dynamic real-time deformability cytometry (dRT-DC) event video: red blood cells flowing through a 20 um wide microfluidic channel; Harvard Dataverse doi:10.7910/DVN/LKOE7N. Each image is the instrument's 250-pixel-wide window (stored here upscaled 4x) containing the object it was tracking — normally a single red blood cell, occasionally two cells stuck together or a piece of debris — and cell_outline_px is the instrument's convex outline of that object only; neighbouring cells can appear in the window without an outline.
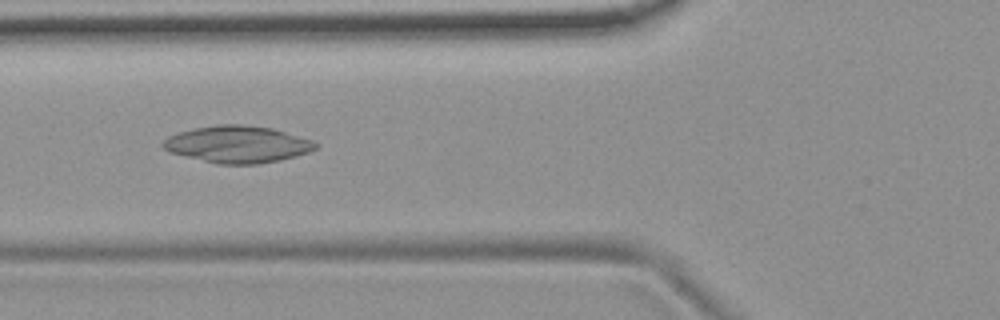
{"species": "common noctule bat (a hibernating species)", "species_latin": "Nyctalus noctula", "temperature_condition": "room temperature", "stored_images_in_passage": 46, "camera_frame_rate_fps": 3000, "um_per_image_px": 0.085, "animal": {"sex": "female", "body_mass_g": 19.9}, "frame": {"image": 1, "passage_image": 13, "time_ms": 4.0, "image_size_px": [1000, 320], "cell_outline_px": [[316, 148], [308, 152], [296, 156], [280, 160], [260, 164], [216, 164], [168, 152], [160, 144], [168, 136], [180, 132], [196, 128], [220, 124], [244, 124], [272, 128], [312, 140], [316, 144]], "centroid_in_image_um": [20.16, 12.27], "position_along_channel_um": 105.6, "area_um2": 32.77}}
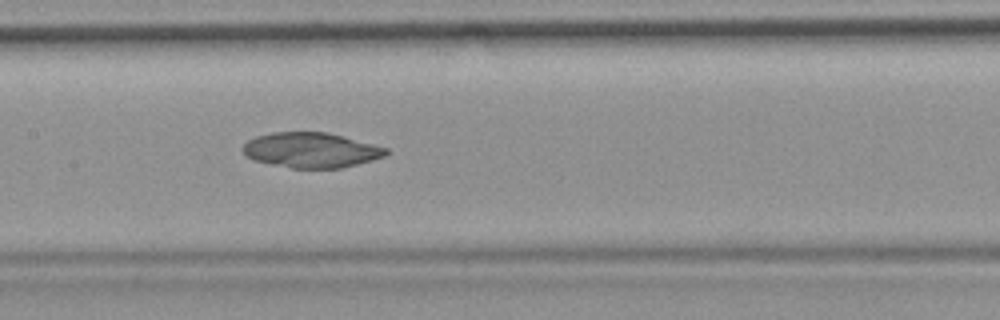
{"frame": {"image": 2, "passage_image": 19, "time_ms": 6.0, "image_size_px": [1000, 320], "cell_outline_px": [[388, 152], [384, 156], [372, 160], [340, 168], [292, 168], [272, 164], [256, 160], [248, 156], [244, 152], [244, 144], [248, 140], [256, 136], [272, 132], [324, 132], [388, 148]], "centroid_in_image_um": [26.44, 12.76], "position_along_channel_um": 181.0, "area_um2": 28.73}}
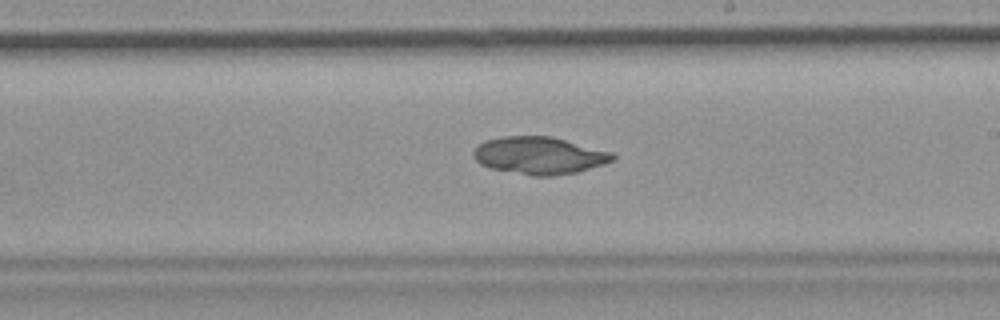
{"frame": {"image": 3, "passage_image": 24, "time_ms": 7.667, "image_size_px": [1000, 320], "cell_outline_px": [[616, 160], [604, 164], [576, 172], [552, 176], [532, 176], [488, 168], [480, 164], [472, 156], [472, 152], [484, 140], [500, 136], [552, 136], [612, 152], [616, 156]], "centroid_in_image_um": [45.83, 13.22], "position_along_channel_um": 243.2, "area_um2": 30.58}}